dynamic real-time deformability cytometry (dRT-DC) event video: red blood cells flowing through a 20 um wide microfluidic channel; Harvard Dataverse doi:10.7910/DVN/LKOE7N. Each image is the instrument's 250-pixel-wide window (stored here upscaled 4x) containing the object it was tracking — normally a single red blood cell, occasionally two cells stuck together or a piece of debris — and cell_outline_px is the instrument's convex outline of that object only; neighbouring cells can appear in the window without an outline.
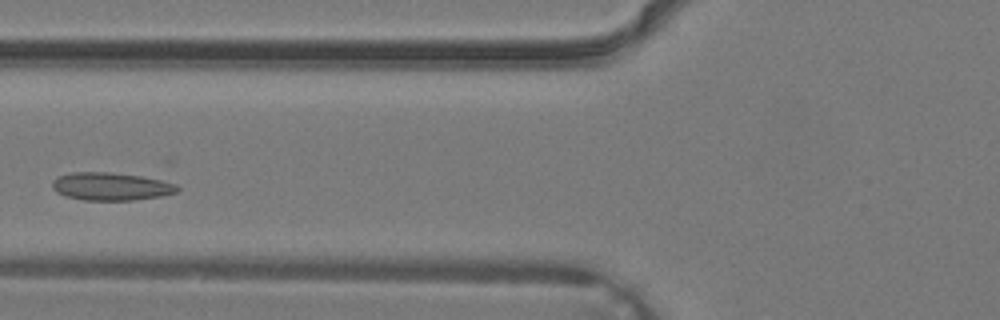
{"species": "common noctule bat (a hibernating species)", "species_latin": "Nyctalus noctula", "temperature_condition": "warm", "stored_images_in_passage": 32, "camera_frame_rate_fps": 3000, "um_per_image_px": 0.085, "animal": {"sex": "male", "body_mass_g": 19.2, "forearm_length_mm": 51.8}, "frame": {"image": 1, "passage_image": 9, "time_ms": 2.667, "image_size_px": [1000, 320], "cell_outline_px": [[180, 188], [176, 192], [160, 196], [132, 200], [84, 200], [64, 196], [56, 192], [52, 188], [52, 180], [56, 176], [72, 172], [108, 172], [140, 176], [160, 180], [176, 184]], "centroid_in_image_um": [9.37, 15.84], "position_along_channel_um": 116.4, "area_um2": 20.29}}
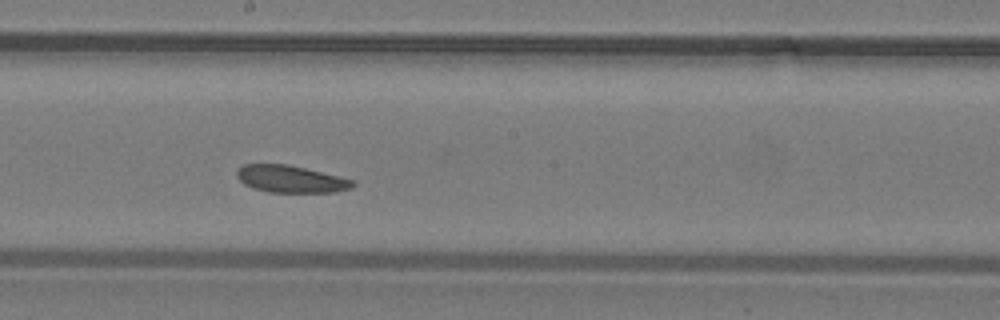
{"frame": {"image": 2, "passage_image": 15, "time_ms": 4.667, "image_size_px": [1000, 320], "cell_outline_px": [[356, 184], [352, 188], [332, 192], [268, 192], [252, 188], [244, 184], [236, 176], [236, 172], [244, 164], [288, 164], [356, 180]], "centroid_in_image_um": [24.73, 15.22], "position_along_channel_um": 223.5, "area_um2": 18.38}}
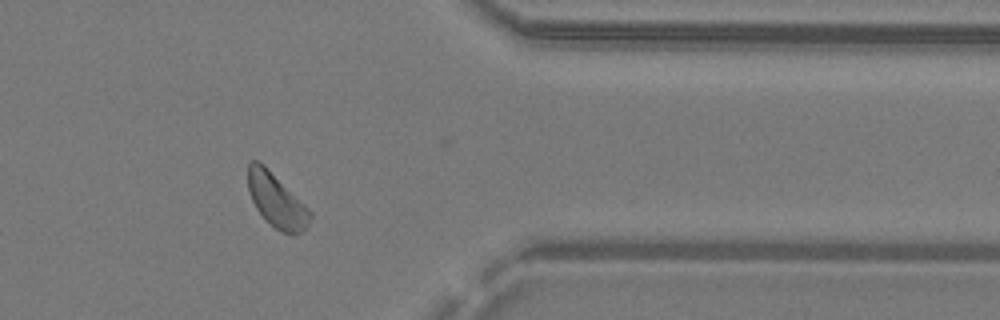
{"frame": {"image": 3, "passage_image": 25, "time_ms": 8.0, "image_size_px": [1000, 320], "cell_outline_px": [[312, 216], [308, 224], [300, 232], [280, 232], [256, 208], [252, 200], [248, 188], [248, 164], [252, 160], [256, 160], [264, 164], [312, 212]], "centroid_in_image_um": [23.49, 16.99], "position_along_channel_um": 387.9, "area_um2": 18.84}}